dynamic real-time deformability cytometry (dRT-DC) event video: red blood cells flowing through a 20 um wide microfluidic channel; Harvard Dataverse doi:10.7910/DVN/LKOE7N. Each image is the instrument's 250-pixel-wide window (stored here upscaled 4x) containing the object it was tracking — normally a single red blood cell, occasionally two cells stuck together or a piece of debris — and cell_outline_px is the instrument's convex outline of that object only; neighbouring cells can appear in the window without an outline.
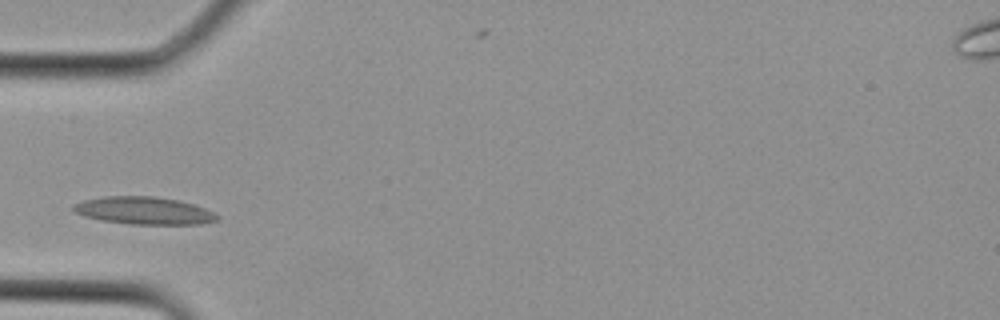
{"species": "Egyptian fruit bat (a non-hibernating species)", "species_latin": "Rousettus aegyptiacus", "temperature_condition": "cold", "stored_images_in_passage": 2, "camera_frame_rate_fps": 3000, "um_per_image_px": 0.085, "animal": {"sex": "female"}, "frame": {"image": 1, "passage_image": 2, "time_ms": 0.333, "image_size_px": [1000, 320], "cell_outline_px": [[220, 220], [200, 224], [132, 224], [100, 220], [84, 216], [76, 212], [72, 208], [72, 204], [84, 200], [104, 196], [152, 196], [176, 200], [192, 204], [216, 212], [220, 216]], "centroid_in_image_um": [12.26, 17.91], "position_along_channel_um": 72.7, "area_um2": 23.06}}